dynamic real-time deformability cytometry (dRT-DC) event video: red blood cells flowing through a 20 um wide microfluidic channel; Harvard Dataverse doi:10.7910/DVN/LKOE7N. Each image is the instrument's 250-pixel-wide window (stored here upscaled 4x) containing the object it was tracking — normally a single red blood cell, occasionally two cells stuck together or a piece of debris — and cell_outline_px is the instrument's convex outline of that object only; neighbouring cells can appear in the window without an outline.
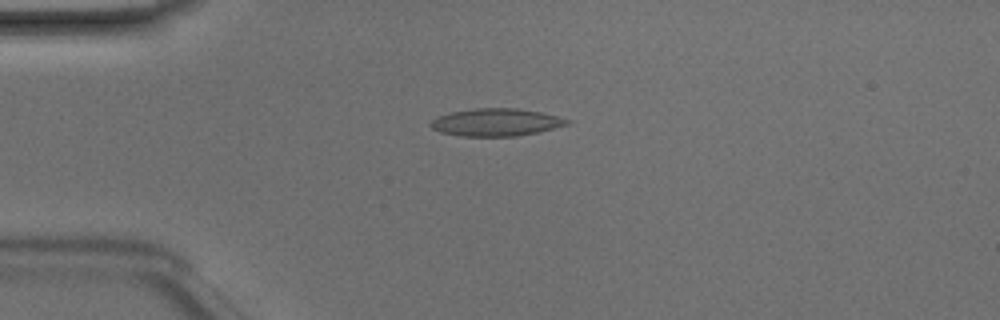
{"species": "Egyptian fruit bat (a non-hibernating species)", "species_latin": "Rousettus aegyptiacus", "temperature_condition": "room temperature", "stored_images_in_passage": 48, "camera_frame_rate_fps": 3000, "um_per_image_px": 0.085, "animal": {"sex": "male"}, "frame": {"image": 1, "passage_image": 12, "time_ms": 3.667, "image_size_px": [1000, 320], "cell_outline_px": [[572, 120], [568, 124], [536, 132], [516, 136], [460, 136], [440, 132], [432, 128], [428, 124], [436, 116], [452, 112], [472, 108], [516, 108], [540, 112]], "centroid_in_image_um": [42.11, 10.39], "position_along_channel_um": 42.9, "area_um2": 21.79}}
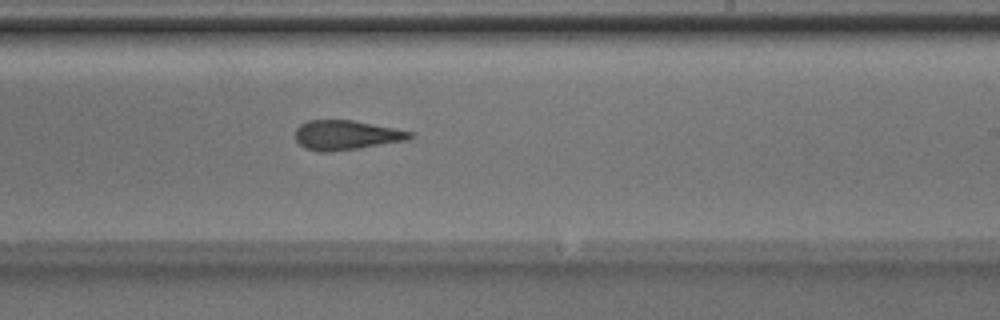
{"frame": {"image": 2, "passage_image": 29, "time_ms": 9.333, "image_size_px": [1000, 320], "cell_outline_px": [[416, 132], [408, 140], [360, 148], [332, 152], [320, 152], [304, 148], [296, 140], [296, 128], [300, 124], [308, 120], [352, 120], [396, 128]], "centroid_in_image_um": [29.45, 11.48], "position_along_channel_um": 259.6, "area_um2": 19.94}}
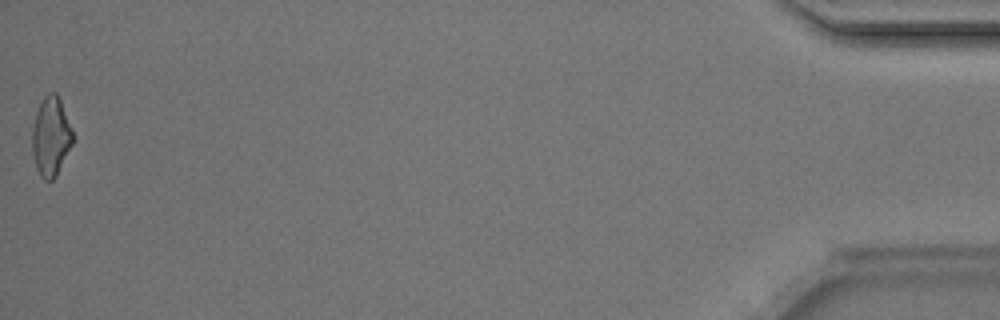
{"frame": {"image": 3, "passage_image": 48, "time_ms": 15.667, "image_size_px": [1000, 320], "cell_outline_px": [[76, 136], [56, 176], [52, 180], [44, 180], [40, 176], [36, 168], [32, 152], [32, 128], [36, 112], [44, 96], [48, 92], [56, 92], [60, 100]], "centroid_in_image_um": [4.34, 11.6], "position_along_channel_um": 430.9, "area_um2": 18.9}, "authors_computed_cell_mechanics": {"area_um2": 20.3167, "velocity_mm_per_s": 4.2346, "shape_relaxation_time_tau1_ms": 4.7646, "shape_relaxation_time_tau2_ms": 2.9964, "deformation_change_tau1": 0.1606, "deformation_change_tau2": 0.1357}}